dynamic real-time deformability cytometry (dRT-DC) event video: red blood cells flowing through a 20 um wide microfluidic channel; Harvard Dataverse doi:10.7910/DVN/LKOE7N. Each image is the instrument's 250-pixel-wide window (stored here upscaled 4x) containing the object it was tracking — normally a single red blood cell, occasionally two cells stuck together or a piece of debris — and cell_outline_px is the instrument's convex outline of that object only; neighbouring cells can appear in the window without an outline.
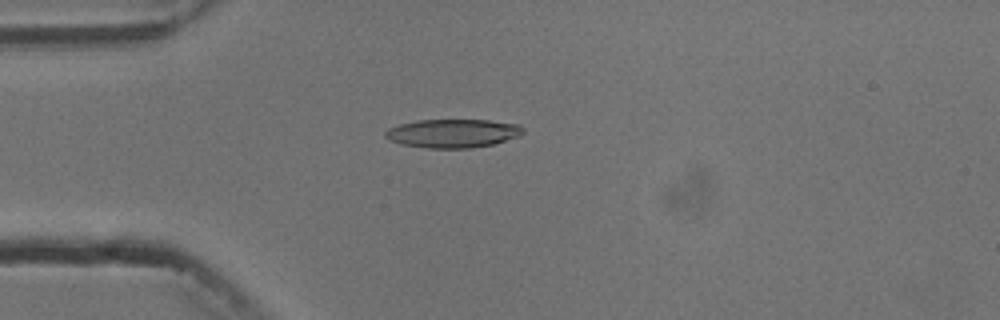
{"species": "common noctule bat (a hibernating species)", "species_latin": "Nyctalus noctula", "temperature_condition": "cold", "stored_images_in_passage": 7, "camera_frame_rate_fps": 3000, "um_per_image_px": 0.085, "animal": {"sex": "male", "body_mass_g": 13.3}, "frame": {"image": 1, "passage_image": 4, "time_ms": 4.333, "image_size_px": [1000, 320], "cell_outline_px": [[524, 132], [516, 136], [492, 144], [472, 148], [428, 148], [404, 144], [388, 140], [384, 136], [384, 132], [388, 128], [400, 124], [416, 120], [488, 120], [520, 124], [524, 128]], "centroid_in_image_um": [38.46, 11.32], "position_along_channel_um": 46.5, "area_um2": 22.83}}
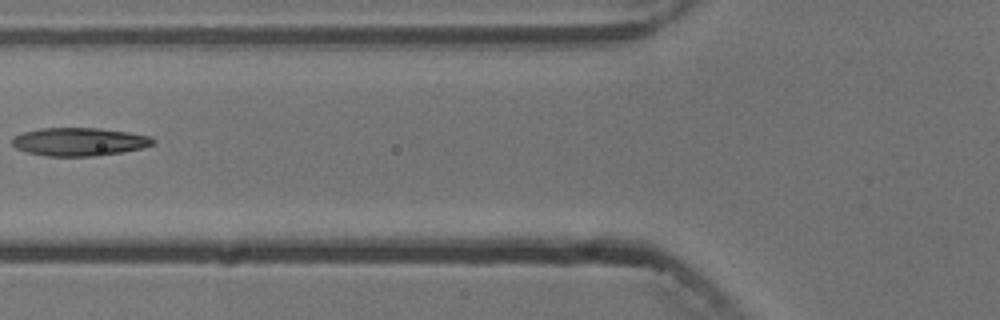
{"frame": {"image": 2, "passage_image": 6, "time_ms": 6.667, "image_size_px": [1000, 320], "cell_outline_px": [[156, 144], [140, 148], [120, 152], [96, 156], [48, 156], [24, 152], [16, 148], [12, 144], [12, 136], [20, 132], [40, 128], [100, 128], [128, 132], [152, 136], [156, 140]], "centroid_in_image_um": [6.71, 12.04], "position_along_channel_um": 119.1, "area_um2": 23.41}}
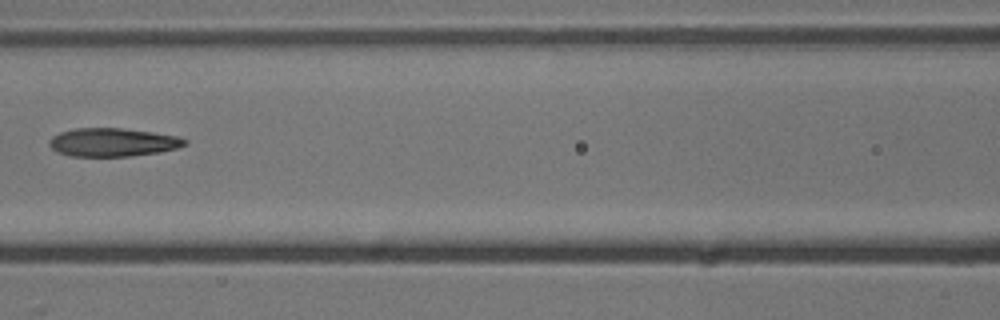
{"frame": {"image": 3, "passage_image": 7, "time_ms": 7.667, "image_size_px": [1000, 320], "cell_outline_px": [[188, 144], [176, 148], [160, 152], [132, 156], [72, 156], [56, 152], [48, 144], [48, 140], [52, 136], [60, 132], [76, 128], [124, 128], [180, 136], [188, 140]], "centroid_in_image_um": [9.6, 12.09], "position_along_channel_um": 157.0, "area_um2": 22.6}}